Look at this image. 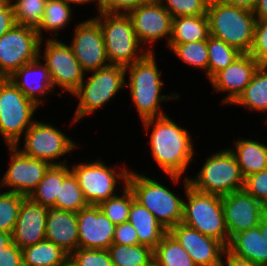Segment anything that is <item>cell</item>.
I'll return each mask as SVG.
<instances>
[{
    "label": "cell",
    "instance_id": "cell-54",
    "mask_svg": "<svg viewBox=\"0 0 267 266\" xmlns=\"http://www.w3.org/2000/svg\"><path fill=\"white\" fill-rule=\"evenodd\" d=\"M147 266H159V265L153 260Z\"/></svg>",
    "mask_w": 267,
    "mask_h": 266
},
{
    "label": "cell",
    "instance_id": "cell-14",
    "mask_svg": "<svg viewBox=\"0 0 267 266\" xmlns=\"http://www.w3.org/2000/svg\"><path fill=\"white\" fill-rule=\"evenodd\" d=\"M7 147L11 152V161L0 180L1 186L9 187L7 192H14L28 198L51 165L46 161L23 154L18 146Z\"/></svg>",
    "mask_w": 267,
    "mask_h": 266
},
{
    "label": "cell",
    "instance_id": "cell-27",
    "mask_svg": "<svg viewBox=\"0 0 267 266\" xmlns=\"http://www.w3.org/2000/svg\"><path fill=\"white\" fill-rule=\"evenodd\" d=\"M209 36L207 15L172 17V36L169 44L203 41Z\"/></svg>",
    "mask_w": 267,
    "mask_h": 266
},
{
    "label": "cell",
    "instance_id": "cell-26",
    "mask_svg": "<svg viewBox=\"0 0 267 266\" xmlns=\"http://www.w3.org/2000/svg\"><path fill=\"white\" fill-rule=\"evenodd\" d=\"M229 150L234 154L243 177L267 169V145L251 139H239Z\"/></svg>",
    "mask_w": 267,
    "mask_h": 266
},
{
    "label": "cell",
    "instance_id": "cell-2",
    "mask_svg": "<svg viewBox=\"0 0 267 266\" xmlns=\"http://www.w3.org/2000/svg\"><path fill=\"white\" fill-rule=\"evenodd\" d=\"M155 54L148 52L143 58L125 67L128 72L130 95L136 107L141 121L166 115L163 112L160 102L164 100L178 99L180 96L173 92L171 95H161L163 81L160 77Z\"/></svg>",
    "mask_w": 267,
    "mask_h": 266
},
{
    "label": "cell",
    "instance_id": "cell-34",
    "mask_svg": "<svg viewBox=\"0 0 267 266\" xmlns=\"http://www.w3.org/2000/svg\"><path fill=\"white\" fill-rule=\"evenodd\" d=\"M207 47L208 80H210L217 72L229 66L242 54L234 47L211 35L207 39Z\"/></svg>",
    "mask_w": 267,
    "mask_h": 266
},
{
    "label": "cell",
    "instance_id": "cell-47",
    "mask_svg": "<svg viewBox=\"0 0 267 266\" xmlns=\"http://www.w3.org/2000/svg\"><path fill=\"white\" fill-rule=\"evenodd\" d=\"M16 24L10 0H0V37Z\"/></svg>",
    "mask_w": 267,
    "mask_h": 266
},
{
    "label": "cell",
    "instance_id": "cell-49",
    "mask_svg": "<svg viewBox=\"0 0 267 266\" xmlns=\"http://www.w3.org/2000/svg\"><path fill=\"white\" fill-rule=\"evenodd\" d=\"M219 3L236 6L249 11H254L258 0H215Z\"/></svg>",
    "mask_w": 267,
    "mask_h": 266
},
{
    "label": "cell",
    "instance_id": "cell-20",
    "mask_svg": "<svg viewBox=\"0 0 267 266\" xmlns=\"http://www.w3.org/2000/svg\"><path fill=\"white\" fill-rule=\"evenodd\" d=\"M259 66V62L249 53H242L229 66L217 72L209 82L215 91L228 92L221 102L232 105L250 83Z\"/></svg>",
    "mask_w": 267,
    "mask_h": 266
},
{
    "label": "cell",
    "instance_id": "cell-51",
    "mask_svg": "<svg viewBox=\"0 0 267 266\" xmlns=\"http://www.w3.org/2000/svg\"><path fill=\"white\" fill-rule=\"evenodd\" d=\"M12 242L11 233L0 231V251Z\"/></svg>",
    "mask_w": 267,
    "mask_h": 266
},
{
    "label": "cell",
    "instance_id": "cell-35",
    "mask_svg": "<svg viewBox=\"0 0 267 266\" xmlns=\"http://www.w3.org/2000/svg\"><path fill=\"white\" fill-rule=\"evenodd\" d=\"M89 204L84 199L82 189L76 176L71 171L60 185L59 195L56 198L55 209L77 213Z\"/></svg>",
    "mask_w": 267,
    "mask_h": 266
},
{
    "label": "cell",
    "instance_id": "cell-37",
    "mask_svg": "<svg viewBox=\"0 0 267 266\" xmlns=\"http://www.w3.org/2000/svg\"><path fill=\"white\" fill-rule=\"evenodd\" d=\"M135 199L132 190L124 185L122 196L115 195L98 205L104 215L114 224L128 222L132 201Z\"/></svg>",
    "mask_w": 267,
    "mask_h": 266
},
{
    "label": "cell",
    "instance_id": "cell-53",
    "mask_svg": "<svg viewBox=\"0 0 267 266\" xmlns=\"http://www.w3.org/2000/svg\"><path fill=\"white\" fill-rule=\"evenodd\" d=\"M67 3L69 4H86V3H90L91 1H97L96 4H97V10H98V13H99V6H100V1L101 0H65Z\"/></svg>",
    "mask_w": 267,
    "mask_h": 266
},
{
    "label": "cell",
    "instance_id": "cell-17",
    "mask_svg": "<svg viewBox=\"0 0 267 266\" xmlns=\"http://www.w3.org/2000/svg\"><path fill=\"white\" fill-rule=\"evenodd\" d=\"M225 224L230 239L237 233L259 225L266 207L244 190L222 197Z\"/></svg>",
    "mask_w": 267,
    "mask_h": 266
},
{
    "label": "cell",
    "instance_id": "cell-33",
    "mask_svg": "<svg viewBox=\"0 0 267 266\" xmlns=\"http://www.w3.org/2000/svg\"><path fill=\"white\" fill-rule=\"evenodd\" d=\"M113 266H147L153 258V249L145 245L112 244L108 249Z\"/></svg>",
    "mask_w": 267,
    "mask_h": 266
},
{
    "label": "cell",
    "instance_id": "cell-36",
    "mask_svg": "<svg viewBox=\"0 0 267 266\" xmlns=\"http://www.w3.org/2000/svg\"><path fill=\"white\" fill-rule=\"evenodd\" d=\"M171 51L190 67L202 69L208 77L207 40L184 44H168Z\"/></svg>",
    "mask_w": 267,
    "mask_h": 266
},
{
    "label": "cell",
    "instance_id": "cell-5",
    "mask_svg": "<svg viewBox=\"0 0 267 266\" xmlns=\"http://www.w3.org/2000/svg\"><path fill=\"white\" fill-rule=\"evenodd\" d=\"M187 200L183 199V224L196 229L203 235L213 237L226 247L229 235L225 224L222 197L203 193L190 186L189 179L184 180Z\"/></svg>",
    "mask_w": 267,
    "mask_h": 266
},
{
    "label": "cell",
    "instance_id": "cell-12",
    "mask_svg": "<svg viewBox=\"0 0 267 266\" xmlns=\"http://www.w3.org/2000/svg\"><path fill=\"white\" fill-rule=\"evenodd\" d=\"M24 146L19 149L23 154L46 161L50 165L67 164V159L54 162L77 148L75 142L53 125L35 121L25 132Z\"/></svg>",
    "mask_w": 267,
    "mask_h": 266
},
{
    "label": "cell",
    "instance_id": "cell-19",
    "mask_svg": "<svg viewBox=\"0 0 267 266\" xmlns=\"http://www.w3.org/2000/svg\"><path fill=\"white\" fill-rule=\"evenodd\" d=\"M79 248L107 250L113 244L115 226L96 205L77 213Z\"/></svg>",
    "mask_w": 267,
    "mask_h": 266
},
{
    "label": "cell",
    "instance_id": "cell-31",
    "mask_svg": "<svg viewBox=\"0 0 267 266\" xmlns=\"http://www.w3.org/2000/svg\"><path fill=\"white\" fill-rule=\"evenodd\" d=\"M159 266H196L183 247L167 232L153 250Z\"/></svg>",
    "mask_w": 267,
    "mask_h": 266
},
{
    "label": "cell",
    "instance_id": "cell-38",
    "mask_svg": "<svg viewBox=\"0 0 267 266\" xmlns=\"http://www.w3.org/2000/svg\"><path fill=\"white\" fill-rule=\"evenodd\" d=\"M17 25L37 29L42 22L47 0H10ZM13 2V3H12Z\"/></svg>",
    "mask_w": 267,
    "mask_h": 266
},
{
    "label": "cell",
    "instance_id": "cell-41",
    "mask_svg": "<svg viewBox=\"0 0 267 266\" xmlns=\"http://www.w3.org/2000/svg\"><path fill=\"white\" fill-rule=\"evenodd\" d=\"M171 14L178 16L206 15L209 0H157Z\"/></svg>",
    "mask_w": 267,
    "mask_h": 266
},
{
    "label": "cell",
    "instance_id": "cell-30",
    "mask_svg": "<svg viewBox=\"0 0 267 266\" xmlns=\"http://www.w3.org/2000/svg\"><path fill=\"white\" fill-rule=\"evenodd\" d=\"M232 105L245 106L252 111L267 112V65L258 67L250 83Z\"/></svg>",
    "mask_w": 267,
    "mask_h": 266
},
{
    "label": "cell",
    "instance_id": "cell-13",
    "mask_svg": "<svg viewBox=\"0 0 267 266\" xmlns=\"http://www.w3.org/2000/svg\"><path fill=\"white\" fill-rule=\"evenodd\" d=\"M44 46V54L41 55V49H39V57L45 61L53 87L59 86L63 91L73 94L85 80L86 73L81 68L71 46L57 38L47 39Z\"/></svg>",
    "mask_w": 267,
    "mask_h": 266
},
{
    "label": "cell",
    "instance_id": "cell-45",
    "mask_svg": "<svg viewBox=\"0 0 267 266\" xmlns=\"http://www.w3.org/2000/svg\"><path fill=\"white\" fill-rule=\"evenodd\" d=\"M113 244L127 246L139 244L138 235L131 223L125 222L115 226Z\"/></svg>",
    "mask_w": 267,
    "mask_h": 266
},
{
    "label": "cell",
    "instance_id": "cell-9",
    "mask_svg": "<svg viewBox=\"0 0 267 266\" xmlns=\"http://www.w3.org/2000/svg\"><path fill=\"white\" fill-rule=\"evenodd\" d=\"M125 77V67L120 65H109L92 71V75L88 77L86 83L83 80L72 94L79 100L73 124L102 108L121 88H126Z\"/></svg>",
    "mask_w": 267,
    "mask_h": 266
},
{
    "label": "cell",
    "instance_id": "cell-22",
    "mask_svg": "<svg viewBox=\"0 0 267 266\" xmlns=\"http://www.w3.org/2000/svg\"><path fill=\"white\" fill-rule=\"evenodd\" d=\"M40 60L38 57L23 65L9 77L22 93L38 106L45 101L42 99V95L44 97L54 89L47 66Z\"/></svg>",
    "mask_w": 267,
    "mask_h": 266
},
{
    "label": "cell",
    "instance_id": "cell-8",
    "mask_svg": "<svg viewBox=\"0 0 267 266\" xmlns=\"http://www.w3.org/2000/svg\"><path fill=\"white\" fill-rule=\"evenodd\" d=\"M188 179L195 190L223 197L243 190L245 178L234 154L224 149L208 157L198 175Z\"/></svg>",
    "mask_w": 267,
    "mask_h": 266
},
{
    "label": "cell",
    "instance_id": "cell-3",
    "mask_svg": "<svg viewBox=\"0 0 267 266\" xmlns=\"http://www.w3.org/2000/svg\"><path fill=\"white\" fill-rule=\"evenodd\" d=\"M210 35L241 53H249L256 22L252 11L209 0L206 12Z\"/></svg>",
    "mask_w": 267,
    "mask_h": 266
},
{
    "label": "cell",
    "instance_id": "cell-48",
    "mask_svg": "<svg viewBox=\"0 0 267 266\" xmlns=\"http://www.w3.org/2000/svg\"><path fill=\"white\" fill-rule=\"evenodd\" d=\"M223 256L224 258H226V262L224 259H222L220 266H263L253 261L236 257L235 255L230 253L227 249L224 251Z\"/></svg>",
    "mask_w": 267,
    "mask_h": 266
},
{
    "label": "cell",
    "instance_id": "cell-28",
    "mask_svg": "<svg viewBox=\"0 0 267 266\" xmlns=\"http://www.w3.org/2000/svg\"><path fill=\"white\" fill-rule=\"evenodd\" d=\"M71 172L67 164L51 165L36 189L28 197L36 204L55 209L56 198L59 195L63 179Z\"/></svg>",
    "mask_w": 267,
    "mask_h": 266
},
{
    "label": "cell",
    "instance_id": "cell-4",
    "mask_svg": "<svg viewBox=\"0 0 267 266\" xmlns=\"http://www.w3.org/2000/svg\"><path fill=\"white\" fill-rule=\"evenodd\" d=\"M94 19L101 26L106 56L110 65L127 67L143 58L148 52H152L150 46L147 50L142 47L128 14L99 13Z\"/></svg>",
    "mask_w": 267,
    "mask_h": 266
},
{
    "label": "cell",
    "instance_id": "cell-10",
    "mask_svg": "<svg viewBox=\"0 0 267 266\" xmlns=\"http://www.w3.org/2000/svg\"><path fill=\"white\" fill-rule=\"evenodd\" d=\"M123 169L117 171L98 159L94 162L73 164L71 171L76 176L87 203L98 206L103 201L117 195L114 192L119 179L124 185H127L130 170Z\"/></svg>",
    "mask_w": 267,
    "mask_h": 266
},
{
    "label": "cell",
    "instance_id": "cell-42",
    "mask_svg": "<svg viewBox=\"0 0 267 266\" xmlns=\"http://www.w3.org/2000/svg\"><path fill=\"white\" fill-rule=\"evenodd\" d=\"M249 54L260 65H267V19H256L253 43Z\"/></svg>",
    "mask_w": 267,
    "mask_h": 266
},
{
    "label": "cell",
    "instance_id": "cell-52",
    "mask_svg": "<svg viewBox=\"0 0 267 266\" xmlns=\"http://www.w3.org/2000/svg\"><path fill=\"white\" fill-rule=\"evenodd\" d=\"M263 237L267 240V212H265L258 225Z\"/></svg>",
    "mask_w": 267,
    "mask_h": 266
},
{
    "label": "cell",
    "instance_id": "cell-24",
    "mask_svg": "<svg viewBox=\"0 0 267 266\" xmlns=\"http://www.w3.org/2000/svg\"><path fill=\"white\" fill-rule=\"evenodd\" d=\"M227 250L236 257L267 266V240L258 226L235 234Z\"/></svg>",
    "mask_w": 267,
    "mask_h": 266
},
{
    "label": "cell",
    "instance_id": "cell-39",
    "mask_svg": "<svg viewBox=\"0 0 267 266\" xmlns=\"http://www.w3.org/2000/svg\"><path fill=\"white\" fill-rule=\"evenodd\" d=\"M26 198L14 192H0V231L12 234L20 207Z\"/></svg>",
    "mask_w": 267,
    "mask_h": 266
},
{
    "label": "cell",
    "instance_id": "cell-7",
    "mask_svg": "<svg viewBox=\"0 0 267 266\" xmlns=\"http://www.w3.org/2000/svg\"><path fill=\"white\" fill-rule=\"evenodd\" d=\"M37 108L9 78H0V135L5 144L19 146L21 136L36 121Z\"/></svg>",
    "mask_w": 267,
    "mask_h": 266
},
{
    "label": "cell",
    "instance_id": "cell-46",
    "mask_svg": "<svg viewBox=\"0 0 267 266\" xmlns=\"http://www.w3.org/2000/svg\"><path fill=\"white\" fill-rule=\"evenodd\" d=\"M0 266H23L22 249L13 242L1 249Z\"/></svg>",
    "mask_w": 267,
    "mask_h": 266
},
{
    "label": "cell",
    "instance_id": "cell-21",
    "mask_svg": "<svg viewBox=\"0 0 267 266\" xmlns=\"http://www.w3.org/2000/svg\"><path fill=\"white\" fill-rule=\"evenodd\" d=\"M48 207L26 198L20 207L16 225L11 234L12 242L19 248L34 245L46 240V218Z\"/></svg>",
    "mask_w": 267,
    "mask_h": 266
},
{
    "label": "cell",
    "instance_id": "cell-43",
    "mask_svg": "<svg viewBox=\"0 0 267 266\" xmlns=\"http://www.w3.org/2000/svg\"><path fill=\"white\" fill-rule=\"evenodd\" d=\"M243 190L267 206V169L251 174L244 179Z\"/></svg>",
    "mask_w": 267,
    "mask_h": 266
},
{
    "label": "cell",
    "instance_id": "cell-32",
    "mask_svg": "<svg viewBox=\"0 0 267 266\" xmlns=\"http://www.w3.org/2000/svg\"><path fill=\"white\" fill-rule=\"evenodd\" d=\"M71 4L65 0H47L43 13V19L36 31L41 39L43 30L54 31V38L59 34L58 30L65 28L71 20Z\"/></svg>",
    "mask_w": 267,
    "mask_h": 266
},
{
    "label": "cell",
    "instance_id": "cell-6",
    "mask_svg": "<svg viewBox=\"0 0 267 266\" xmlns=\"http://www.w3.org/2000/svg\"><path fill=\"white\" fill-rule=\"evenodd\" d=\"M127 185L135 200L147 208L167 231L182 222L183 200L163 184L143 173L130 171Z\"/></svg>",
    "mask_w": 267,
    "mask_h": 266
},
{
    "label": "cell",
    "instance_id": "cell-1",
    "mask_svg": "<svg viewBox=\"0 0 267 266\" xmlns=\"http://www.w3.org/2000/svg\"><path fill=\"white\" fill-rule=\"evenodd\" d=\"M150 134V149L158 166L175 183L181 180L191 161L194 147L190 133L169 118V115L142 121Z\"/></svg>",
    "mask_w": 267,
    "mask_h": 266
},
{
    "label": "cell",
    "instance_id": "cell-25",
    "mask_svg": "<svg viewBox=\"0 0 267 266\" xmlns=\"http://www.w3.org/2000/svg\"><path fill=\"white\" fill-rule=\"evenodd\" d=\"M128 222L135 228L139 244L153 250L168 232L155 216L135 199L132 201Z\"/></svg>",
    "mask_w": 267,
    "mask_h": 266
},
{
    "label": "cell",
    "instance_id": "cell-40",
    "mask_svg": "<svg viewBox=\"0 0 267 266\" xmlns=\"http://www.w3.org/2000/svg\"><path fill=\"white\" fill-rule=\"evenodd\" d=\"M70 266H113L108 250L78 248L69 255Z\"/></svg>",
    "mask_w": 267,
    "mask_h": 266
},
{
    "label": "cell",
    "instance_id": "cell-23",
    "mask_svg": "<svg viewBox=\"0 0 267 266\" xmlns=\"http://www.w3.org/2000/svg\"><path fill=\"white\" fill-rule=\"evenodd\" d=\"M46 240L70 255L79 248L78 222L74 212L49 208L46 218Z\"/></svg>",
    "mask_w": 267,
    "mask_h": 266
},
{
    "label": "cell",
    "instance_id": "cell-18",
    "mask_svg": "<svg viewBox=\"0 0 267 266\" xmlns=\"http://www.w3.org/2000/svg\"><path fill=\"white\" fill-rule=\"evenodd\" d=\"M189 254L196 266H220L227 247L219 240L201 234L183 223L168 231Z\"/></svg>",
    "mask_w": 267,
    "mask_h": 266
},
{
    "label": "cell",
    "instance_id": "cell-29",
    "mask_svg": "<svg viewBox=\"0 0 267 266\" xmlns=\"http://www.w3.org/2000/svg\"><path fill=\"white\" fill-rule=\"evenodd\" d=\"M23 266H68L69 255L59 246L44 240L22 249Z\"/></svg>",
    "mask_w": 267,
    "mask_h": 266
},
{
    "label": "cell",
    "instance_id": "cell-15",
    "mask_svg": "<svg viewBox=\"0 0 267 266\" xmlns=\"http://www.w3.org/2000/svg\"><path fill=\"white\" fill-rule=\"evenodd\" d=\"M75 27L70 46L83 71L91 73L109 66L99 23L94 18H91L79 22Z\"/></svg>",
    "mask_w": 267,
    "mask_h": 266
},
{
    "label": "cell",
    "instance_id": "cell-50",
    "mask_svg": "<svg viewBox=\"0 0 267 266\" xmlns=\"http://www.w3.org/2000/svg\"><path fill=\"white\" fill-rule=\"evenodd\" d=\"M253 13L256 19H267V0H258Z\"/></svg>",
    "mask_w": 267,
    "mask_h": 266
},
{
    "label": "cell",
    "instance_id": "cell-16",
    "mask_svg": "<svg viewBox=\"0 0 267 266\" xmlns=\"http://www.w3.org/2000/svg\"><path fill=\"white\" fill-rule=\"evenodd\" d=\"M127 14L142 45H153L154 42L166 37L168 46L172 36V16L157 0H147Z\"/></svg>",
    "mask_w": 267,
    "mask_h": 266
},
{
    "label": "cell",
    "instance_id": "cell-44",
    "mask_svg": "<svg viewBox=\"0 0 267 266\" xmlns=\"http://www.w3.org/2000/svg\"><path fill=\"white\" fill-rule=\"evenodd\" d=\"M147 0H101L99 13H124L137 8ZM124 11V12H123Z\"/></svg>",
    "mask_w": 267,
    "mask_h": 266
},
{
    "label": "cell",
    "instance_id": "cell-11",
    "mask_svg": "<svg viewBox=\"0 0 267 266\" xmlns=\"http://www.w3.org/2000/svg\"><path fill=\"white\" fill-rule=\"evenodd\" d=\"M36 29L15 24L0 37V78H9L39 57L42 41Z\"/></svg>",
    "mask_w": 267,
    "mask_h": 266
}]
</instances>
